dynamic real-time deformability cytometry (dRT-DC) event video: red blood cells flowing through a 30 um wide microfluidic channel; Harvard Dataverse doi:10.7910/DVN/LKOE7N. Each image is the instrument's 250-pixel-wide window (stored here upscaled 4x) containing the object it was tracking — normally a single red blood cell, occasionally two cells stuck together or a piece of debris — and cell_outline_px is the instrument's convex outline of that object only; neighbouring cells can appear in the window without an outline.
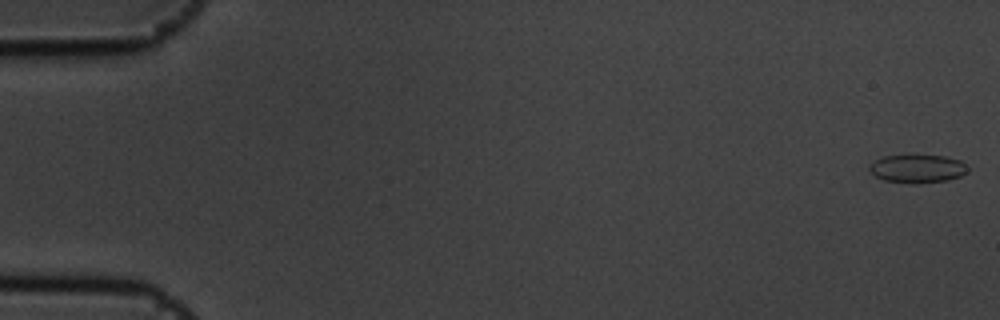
{"species": "common noctule bat (a hibernating species)", "species_latin": "Nyctalus noctula", "temperature_condition": "cold", "stored_images_in_passage": 56, "camera_frame_rate_fps": 3000, "um_per_image_px": 0.085, "animal": {"sex": "male", "body_mass_g": 19.5, "forearm_length_mm": 54.6}, "frame": {"image": 1, "passage_image": 1, "time_ms": 0.0, "image_size_px": [1000, 320], "cell_outline_px": [[968, 172], [960, 176], [948, 180], [916, 184], [908, 184], [884, 180], [876, 176], [868, 168], [876, 160], [884, 156], [944, 156], [960, 160], [968, 168]], "centroid_in_image_um": [78.01, 14.36], "position_along_channel_um": 7.0, "area_um2": 16.01}}
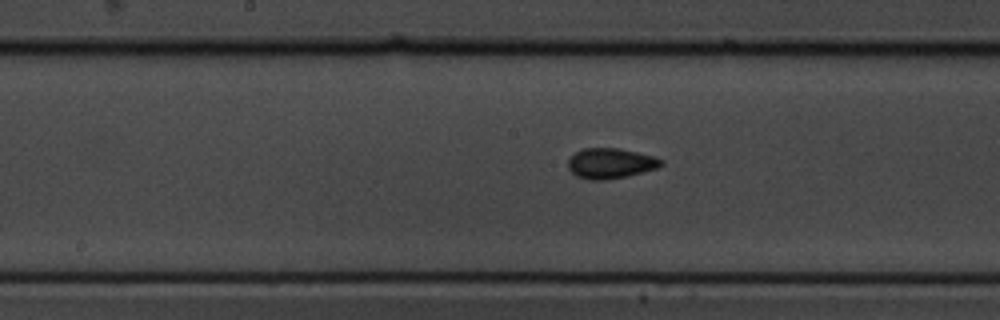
{"frame": {"image": 2, "passage_image": 29, "time_ms": 9.333, "image_size_px": [1000, 320], "cell_outline_px": [[664, 164], [656, 168], [628, 176], [604, 180], [588, 180], [576, 176], [568, 168], [568, 160], [576, 152], [584, 148], [620, 148], [656, 156], [664, 160]], "centroid_in_image_um": [51.92, 13.88], "position_along_channel_um": 196.3, "area_um2": 16.59}}
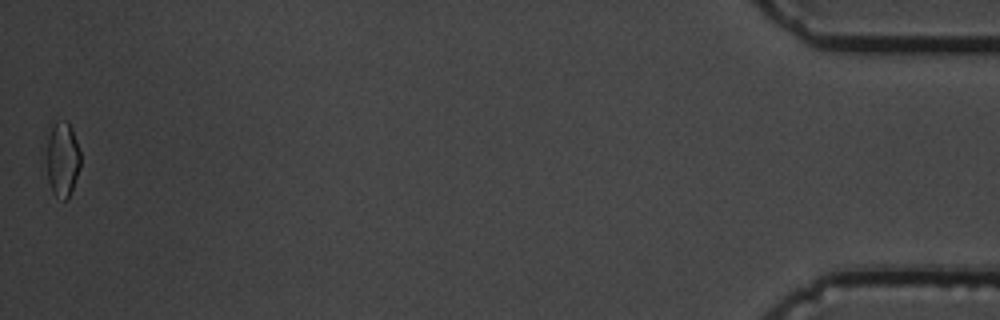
{"frame": {"image": 3, "passage_image": 56, "time_ms": 18.333, "image_size_px": [1000, 320], "cell_outline_px": [[80, 168], [72, 188], [68, 196], [64, 200], [56, 196], [52, 192], [48, 180], [48, 120], [68, 120], [72, 128], [80, 152]], "centroid_in_image_um": [5.3, 13.41], "position_along_channel_um": 429.9, "area_um2": 14.97}, "authors_computed_cell_mechanics": {"area_um2": 15.9528, "velocity_mm_per_s": 3.6091, "shape_relaxation_time_tau1_ms": 6.2395, "shape_relaxation_time_tau2_ms": 1.5044, "deformation_change_tau1": 0.0854, "deformation_change_tau2": 0.0544}}